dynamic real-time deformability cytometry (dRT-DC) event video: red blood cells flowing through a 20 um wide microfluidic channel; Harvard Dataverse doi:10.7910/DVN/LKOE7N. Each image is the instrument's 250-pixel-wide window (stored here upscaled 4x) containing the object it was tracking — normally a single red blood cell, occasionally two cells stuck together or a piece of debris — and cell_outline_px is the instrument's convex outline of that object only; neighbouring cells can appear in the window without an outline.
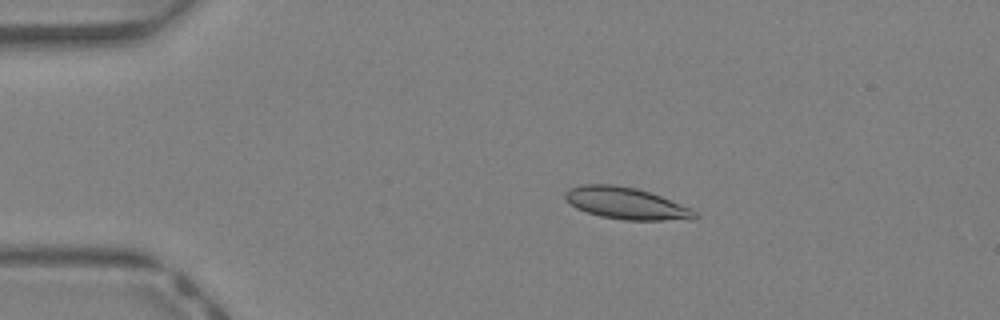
{"species": "Egyptian fruit bat (a non-hibernating species)", "species_latin": "Rousettus aegyptiacus", "temperature_condition": "warm", "stored_images_in_passage": 42, "camera_frame_rate_fps": 3000, "um_per_image_px": 0.085, "animal": {"sex": "female"}, "frame": {"image": 1, "passage_image": 8, "time_ms": 2.333, "image_size_px": [1000, 320], "cell_outline_px": [[700, 216], [696, 220], [624, 220], [600, 216], [576, 208], [564, 196], [564, 192], [568, 188], [580, 184], [612, 184], [636, 188], [660, 196], [692, 208]], "centroid_in_image_um": [53.26, 17.29], "position_along_channel_um": 31.7, "area_um2": 24.16}}
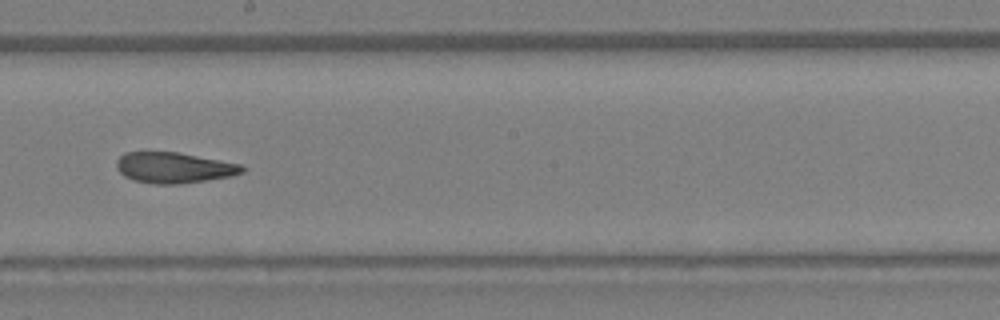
{"frame": {"image": 2, "passage_image": 24, "time_ms": 7.667, "image_size_px": [1000, 320], "cell_outline_px": [[244, 172], [232, 176], [208, 180], [180, 184], [156, 184], [132, 180], [124, 176], [116, 168], [116, 160], [124, 152], [176, 152], [244, 164]], "centroid_in_image_um": [14.8, 14.25], "position_along_channel_um": 233.4, "area_um2": 22.72}}
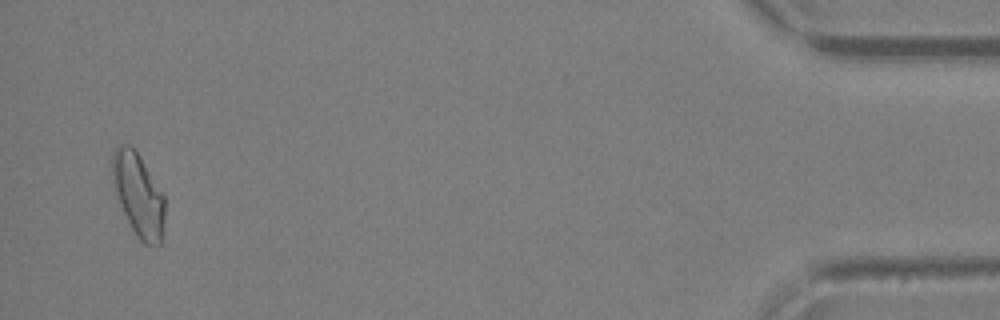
{"frame": {"image": 3, "passage_image": 41, "time_ms": 13.333, "image_size_px": [1000, 320], "cell_outline_px": [[164, 216], [160, 244], [144, 244], [140, 240], [132, 228], [124, 212], [116, 192], [112, 180], [112, 152], [120, 144], [128, 144], [136, 152], [164, 196]], "centroid_in_image_um": [11.74, 16.55], "position_along_channel_um": 423.5, "area_um2": 24.51}, "authors_computed_cell_mechanics": {"area_um2": 23.1778, "velocity_mm_per_s": 4.8017, "shape_relaxation_time_tau1_ms": null, "shape_relaxation_time_tau2_ms": 2.8185, "deformation_change_tau1": null, "deformation_change_tau2": 0.1267}}